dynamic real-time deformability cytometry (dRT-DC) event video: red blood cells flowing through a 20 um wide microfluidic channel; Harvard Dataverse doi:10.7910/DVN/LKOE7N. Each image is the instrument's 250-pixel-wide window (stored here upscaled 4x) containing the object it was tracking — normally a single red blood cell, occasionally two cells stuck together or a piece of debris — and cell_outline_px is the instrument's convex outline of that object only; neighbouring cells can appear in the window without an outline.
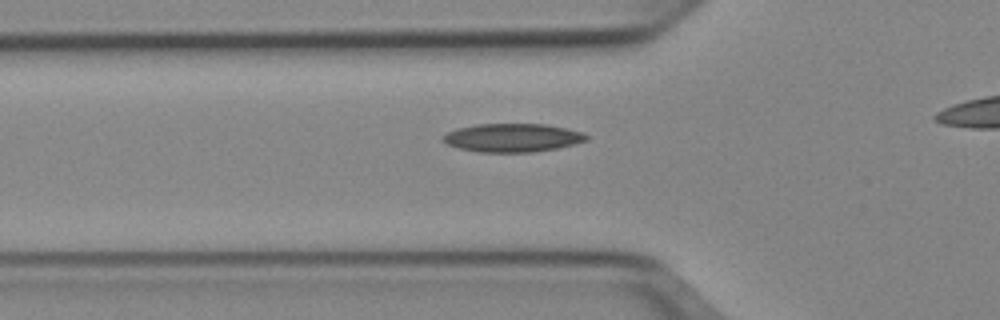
{"species": "Egyptian fruit bat (a non-hibernating species)", "species_latin": "Rousettus aegyptiacus", "temperature_condition": "cold", "stored_images_in_passage": 37, "camera_frame_rate_fps": 3000, "um_per_image_px": 0.085, "animal": {"sex": "female"}, "frame": {"image": 1, "passage_image": 12, "time_ms": 3.667, "image_size_px": [1000, 320], "cell_outline_px": [[588, 140], [576, 144], [556, 148], [532, 152], [480, 152], [456, 148], [440, 140], [448, 132], [456, 128], [476, 124], [544, 124], [584, 132], [588, 136]], "centroid_in_image_um": [43.55, 11.71], "position_along_channel_um": 82.2, "area_um2": 23.81}}
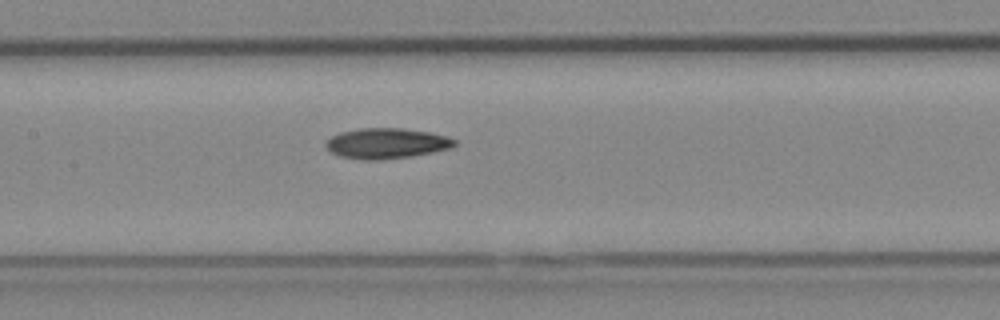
{"frame": {"image": 2, "passage_image": 19, "time_ms": 6.0, "image_size_px": [1000, 320], "cell_outline_px": [[456, 144], [452, 148], [412, 156], [380, 160], [364, 160], [340, 156], [332, 152], [324, 144], [332, 136], [340, 132], [360, 128], [404, 128], [432, 132], [448, 136], [456, 140]], "centroid_in_image_um": [32.89, 12.18], "position_along_channel_um": 174.5, "area_um2": 22.95}}
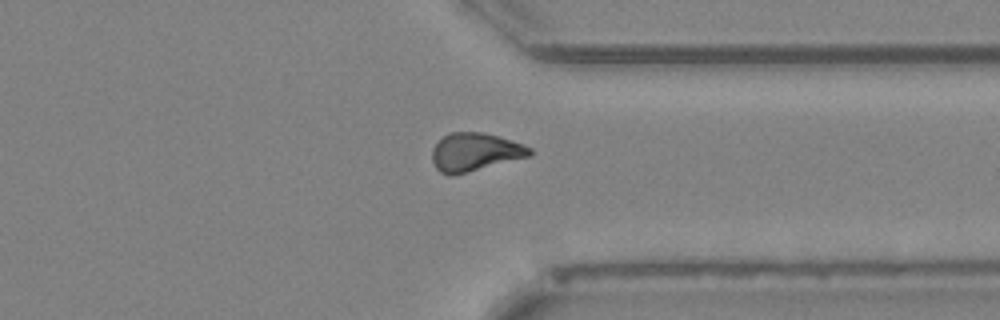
{"frame": {"image": 3, "passage_image": 34, "time_ms": 11.0, "image_size_px": [1000, 320], "cell_outline_px": [[532, 156], [452, 176], [448, 176], [440, 172], [436, 168], [432, 160], [432, 148], [448, 132], [484, 132], [524, 144], [532, 148]], "centroid_in_image_um": [40.38, 12.93], "position_along_channel_um": 371.0, "area_um2": 21.91}}